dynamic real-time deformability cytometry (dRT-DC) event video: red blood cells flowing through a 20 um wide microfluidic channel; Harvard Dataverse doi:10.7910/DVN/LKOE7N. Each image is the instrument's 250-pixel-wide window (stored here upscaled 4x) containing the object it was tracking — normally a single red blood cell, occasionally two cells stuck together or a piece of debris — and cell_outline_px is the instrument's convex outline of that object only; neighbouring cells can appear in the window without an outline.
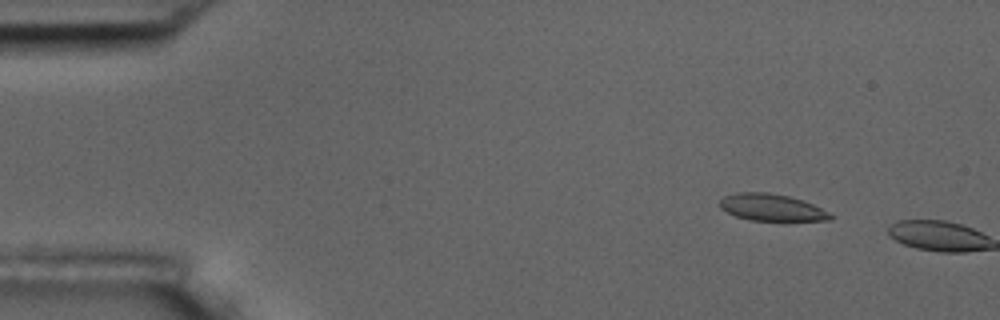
{"species": "common noctule bat (a hibernating species)", "species_latin": "Nyctalus noctula", "temperature_condition": "room temperature", "stored_images_in_passage": 2, "camera_frame_rate_fps": 3000, "um_per_image_px": 0.085, "animal": {"sex": "male", "body_mass_g": 17.5, "forearm_length_mm": 52.3}, "frame": {"image": 1, "passage_image": 1, "time_ms": 0.0, "image_size_px": [1000, 320], "cell_outline_px": [[836, 216], [832, 220], [748, 220], [736, 216], [720, 208], [720, 200], [724, 196], [736, 192], [768, 192], [788, 196], [804, 200]], "centroid_in_image_um": [65.59, 17.62], "position_along_channel_um": 19.4, "area_um2": 17.28}}